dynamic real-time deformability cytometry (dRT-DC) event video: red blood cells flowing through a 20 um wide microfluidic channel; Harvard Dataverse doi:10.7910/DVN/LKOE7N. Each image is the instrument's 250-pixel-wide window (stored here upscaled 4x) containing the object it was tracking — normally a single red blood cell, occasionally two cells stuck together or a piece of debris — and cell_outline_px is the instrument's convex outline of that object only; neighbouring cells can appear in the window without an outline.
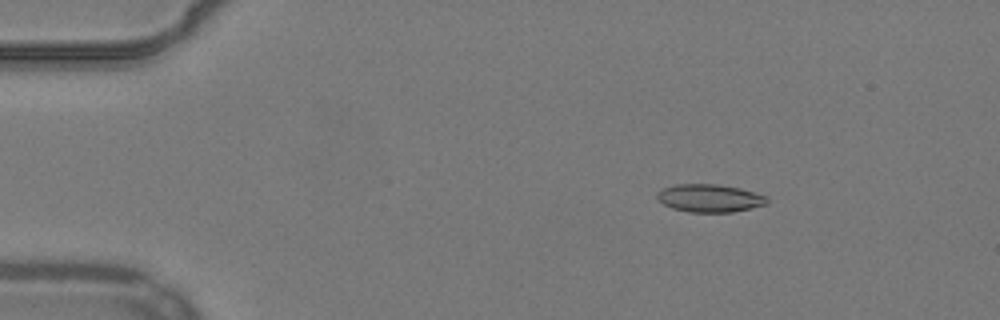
{"species": "common noctule bat (a hibernating species)", "species_latin": "Nyctalus noctula", "temperature_condition": "warm", "stored_images_in_passage": 53, "camera_frame_rate_fps": 3000, "um_per_image_px": 0.085, "animal": {"sex": "male", "body_mass_g": 19.2, "forearm_length_mm": 51.8}, "frame": {"image": 1, "passage_image": 8, "time_ms": 2.333, "image_size_px": [1000, 320], "cell_outline_px": [[768, 204], [732, 212], [688, 212], [672, 208], [664, 204], [656, 196], [656, 192], [664, 188], [676, 184], [716, 184], [740, 188], [756, 192], [768, 196]], "centroid_in_image_um": [60.35, 16.84], "position_along_channel_um": 24.7, "area_um2": 17.92}}
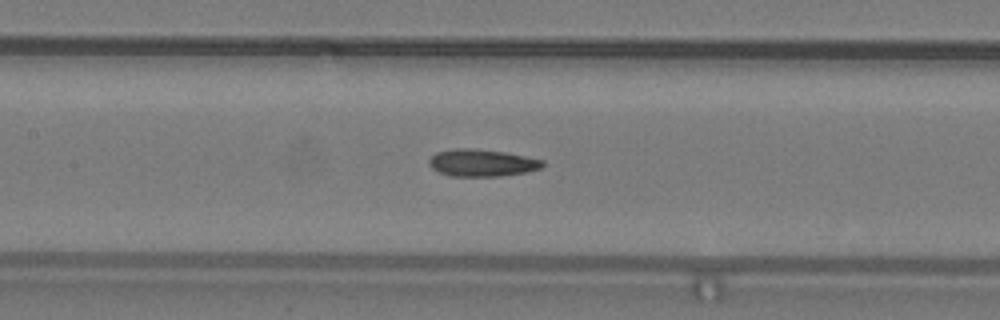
{"frame": {"image": 2, "passage_image": 25, "time_ms": 8.0, "image_size_px": [1000, 320], "cell_outline_px": [[544, 164], [540, 168], [524, 172], [500, 176], [452, 176], [440, 172], [432, 168], [428, 164], [428, 160], [436, 152], [456, 148], [472, 148], [504, 152], [544, 160]], "centroid_in_image_um": [40.93, 13.83], "position_along_channel_um": 166.5, "area_um2": 17.8}}
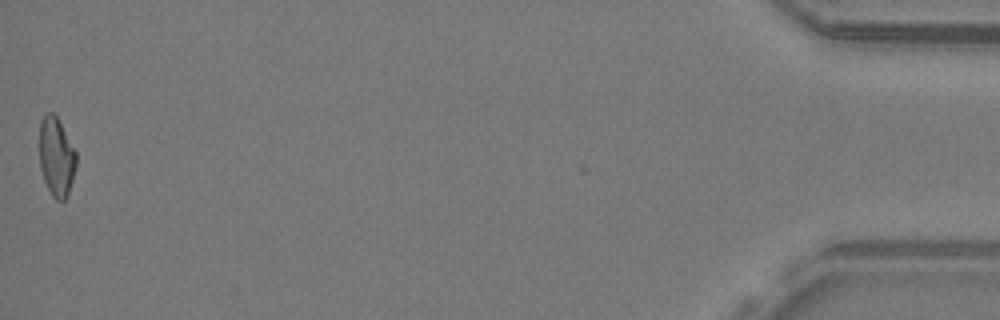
{"frame": {"image": 3, "passage_image": 53, "time_ms": 17.333, "image_size_px": [1000, 320], "cell_outline_px": [[76, 164], [72, 180], [68, 192], [64, 200], [56, 200], [52, 196], [44, 180], [40, 168], [40, 120], [44, 112], [52, 112], [56, 116], [76, 152]], "centroid_in_image_um": [4.77, 13.31], "position_along_channel_um": 430.4, "area_um2": 16.7}, "authors_computed_cell_mechanics": {"area_um2": 17.5712, "velocity_mm_per_s": 3.8907, "shape_relaxation_time_tau1_ms": null, "shape_relaxation_time_tau2_ms": 3.9644, "deformation_change_tau1": null, "deformation_change_tau2": 0.1149}}